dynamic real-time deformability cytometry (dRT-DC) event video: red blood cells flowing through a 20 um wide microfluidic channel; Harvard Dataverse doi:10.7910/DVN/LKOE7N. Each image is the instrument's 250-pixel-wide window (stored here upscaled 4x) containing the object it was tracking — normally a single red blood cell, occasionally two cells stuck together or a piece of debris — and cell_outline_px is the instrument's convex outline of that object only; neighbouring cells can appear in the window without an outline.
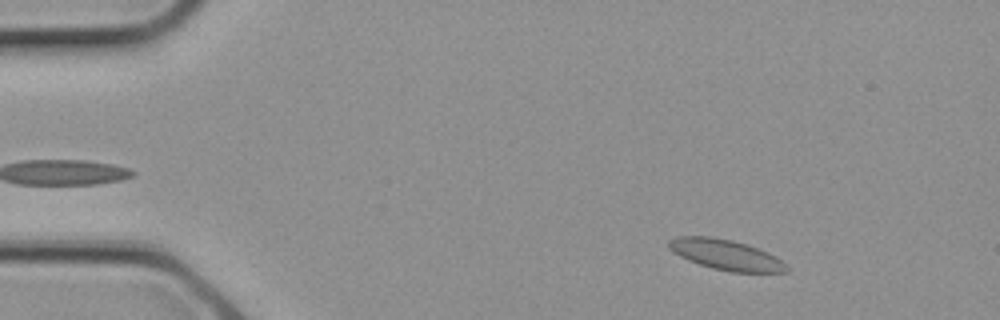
{"species": "common noctule bat (a hibernating species)", "species_latin": "Nyctalus noctula", "temperature_condition": "cold", "stored_images_in_passage": 2, "camera_frame_rate_fps": 3000, "um_per_image_px": 0.085, "animal": {"sex": "female", "body_mass_g": 21.9}, "frame": {"image": 1, "passage_image": 2, "time_ms": 0.333, "image_size_px": [1000, 320], "cell_outline_px": [[788, 272], [732, 272], [712, 268], [688, 260], [680, 256], [668, 248], [668, 240], [676, 236], [712, 236], [732, 240], [748, 244], [768, 252], [776, 256], [788, 268]], "centroid_in_image_um": [61.68, 21.64], "position_along_channel_um": 23.3, "area_um2": 20.87}}